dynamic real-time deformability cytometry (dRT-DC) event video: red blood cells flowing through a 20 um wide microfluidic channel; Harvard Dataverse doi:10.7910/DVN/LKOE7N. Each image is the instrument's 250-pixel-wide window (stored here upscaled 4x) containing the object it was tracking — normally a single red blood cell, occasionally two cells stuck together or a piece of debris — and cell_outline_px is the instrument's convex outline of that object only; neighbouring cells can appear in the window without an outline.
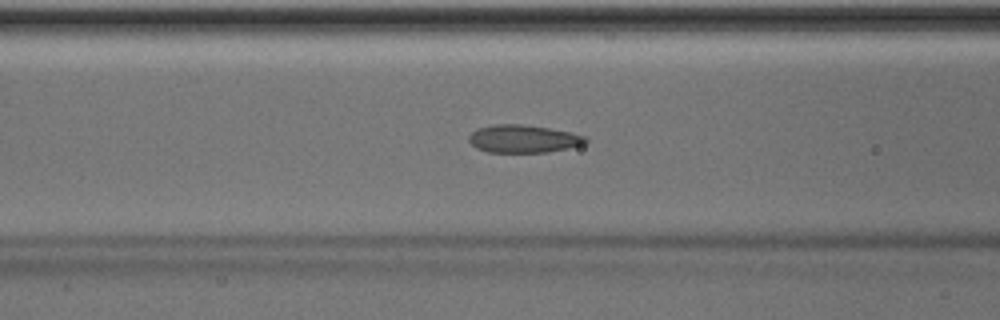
{"species": "Egyptian fruit bat (a non-hibernating species)", "species_latin": "Rousettus aegyptiacus", "temperature_condition": "room temperature", "stored_images_in_passage": 51, "camera_frame_rate_fps": 3000, "um_per_image_px": 0.085, "animal": {"sex": "male"}, "frame": {"image": 1, "passage_image": 20, "time_ms": 6.333, "image_size_px": [1000, 320], "cell_outline_px": [[588, 140], [584, 144], [568, 148], [548, 152], [488, 152], [476, 148], [468, 140], [468, 136], [476, 128], [496, 124], [520, 124], [548, 128], [572, 132], [584, 136]], "centroid_in_image_um": [44.46, 11.8], "position_along_channel_um": 122.1, "area_um2": 18.9}}
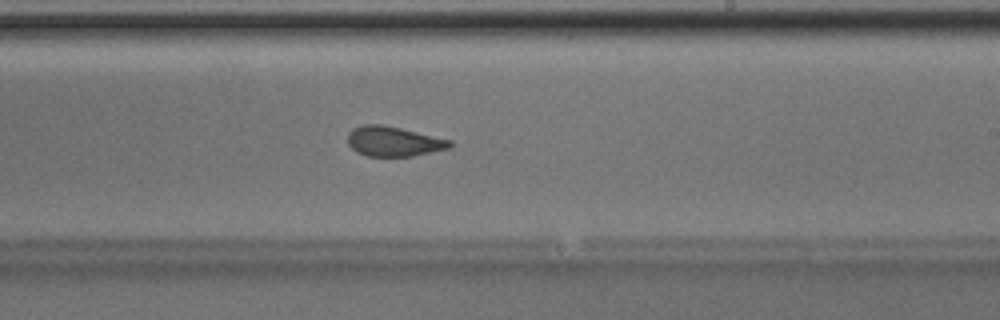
{"frame": {"image": 2, "passage_image": 30, "time_ms": 9.667, "image_size_px": [1000, 320], "cell_outline_px": [[452, 144], [448, 148], [412, 156], [368, 156], [356, 152], [348, 144], [348, 132], [352, 128], [364, 124], [380, 124], [400, 128], [452, 140]], "centroid_in_image_um": [33.42, 12.01], "position_along_channel_um": 255.6, "area_um2": 17.69}}
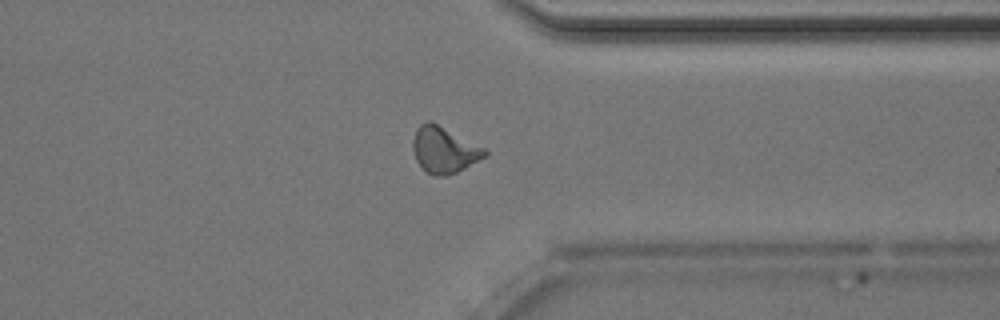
{"frame": {"image": 3, "passage_image": 39, "time_ms": 12.667, "image_size_px": [1000, 320], "cell_outline_px": [[488, 156], [448, 176], [436, 176], [428, 172], [416, 160], [412, 148], [412, 140], [416, 128], [420, 124], [428, 120], [432, 120], [484, 148], [488, 152]], "centroid_in_image_um": [37.74, 12.71], "position_along_channel_um": 373.7, "area_um2": 19.42}, "authors_computed_cell_mechanics": {"area_um2": 18.6694, "velocity_mm_per_s": 4.0067, "shape_relaxation_time_tau1_ms": 6.4388, "shape_relaxation_time_tau2_ms": 1.2746, "deformation_change_tau1": 0.1455, "deformation_change_tau2": 0.0618}}